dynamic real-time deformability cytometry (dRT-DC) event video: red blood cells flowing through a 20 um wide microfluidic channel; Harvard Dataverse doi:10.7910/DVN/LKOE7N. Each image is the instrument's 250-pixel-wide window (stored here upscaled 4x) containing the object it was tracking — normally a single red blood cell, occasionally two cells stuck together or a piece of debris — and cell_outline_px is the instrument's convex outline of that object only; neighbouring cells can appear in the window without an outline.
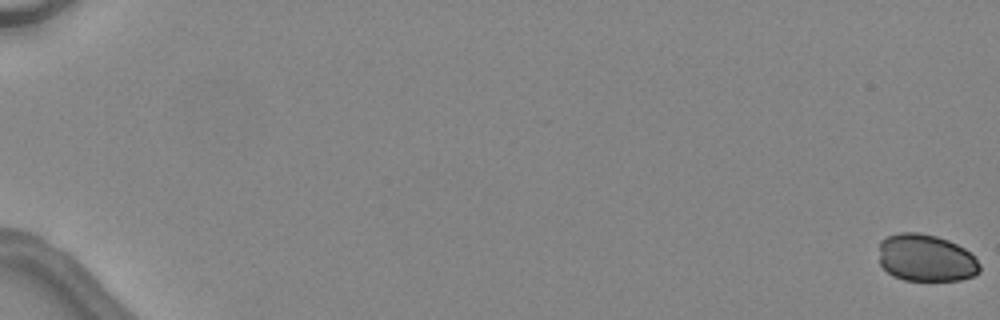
{"species": "common noctule bat (a hibernating species)", "species_latin": "Nyctalus noctula", "temperature_condition": "warm", "stored_images_in_passage": 49, "camera_frame_rate_fps": 3000, "um_per_image_px": 0.085, "animal": {"sex": "female", "body_mass_g": 24.6, "forearm_length_mm": 56.2}, "frame": {"image": 1, "passage_image": 1, "time_ms": 0.0, "image_size_px": [1000, 320], "cell_outline_px": [[980, 272], [972, 276], [960, 280], [904, 280], [892, 276], [880, 264], [880, 240], [888, 236], [900, 232], [916, 232], [936, 236], [948, 240], [964, 248], [980, 264]], "centroid_in_image_um": [78.69, 21.93], "position_along_channel_um": 6.3, "area_um2": 27.63}}
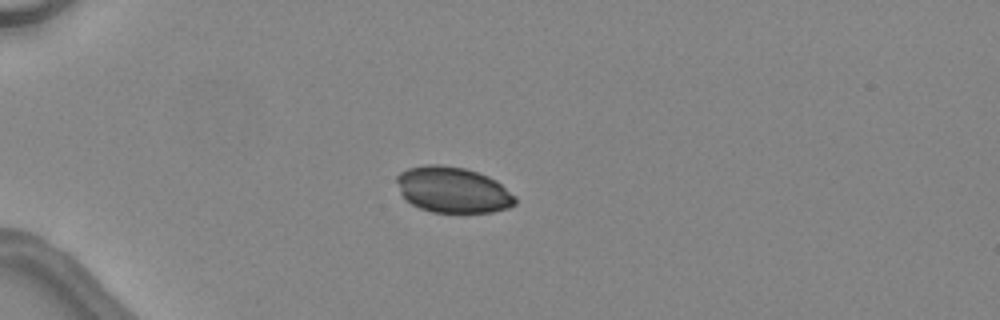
{"frame": {"image": 2, "passage_image": 16, "time_ms": 5.0, "image_size_px": [1000, 320], "cell_outline_px": [[516, 204], [508, 208], [492, 212], [432, 212], [420, 208], [412, 204], [400, 192], [396, 180], [396, 176], [400, 172], [408, 168], [428, 164], [440, 164], [464, 168], [488, 176], [496, 180], [516, 196]], "centroid_in_image_um": [38.5, 16.13], "position_along_channel_um": 46.5, "area_um2": 31.62}}
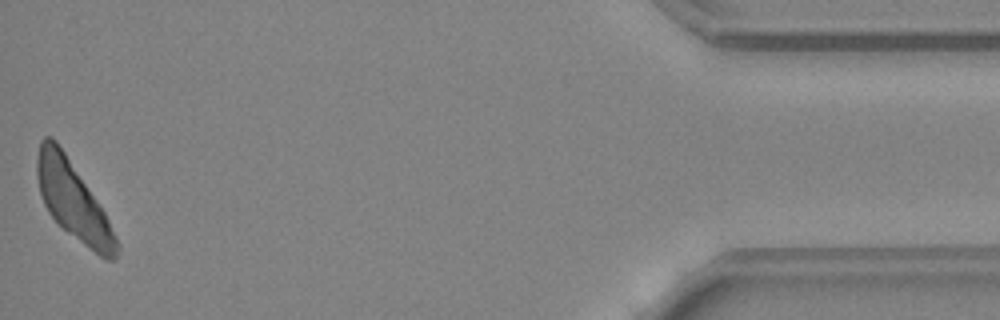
{"frame": {"image": 3, "passage_image": 49, "time_ms": 16.0, "image_size_px": [1000, 320], "cell_outline_px": [[120, 248], [116, 256], [112, 260], [108, 260], [100, 256], [68, 232], [48, 212], [44, 204], [40, 192], [36, 176], [36, 160], [40, 140], [44, 136], [52, 136], [56, 140], [104, 212], [120, 244]], "centroid_in_image_um": [6.19, 17.04], "position_along_channel_um": 429.0, "area_um2": 35.14}}